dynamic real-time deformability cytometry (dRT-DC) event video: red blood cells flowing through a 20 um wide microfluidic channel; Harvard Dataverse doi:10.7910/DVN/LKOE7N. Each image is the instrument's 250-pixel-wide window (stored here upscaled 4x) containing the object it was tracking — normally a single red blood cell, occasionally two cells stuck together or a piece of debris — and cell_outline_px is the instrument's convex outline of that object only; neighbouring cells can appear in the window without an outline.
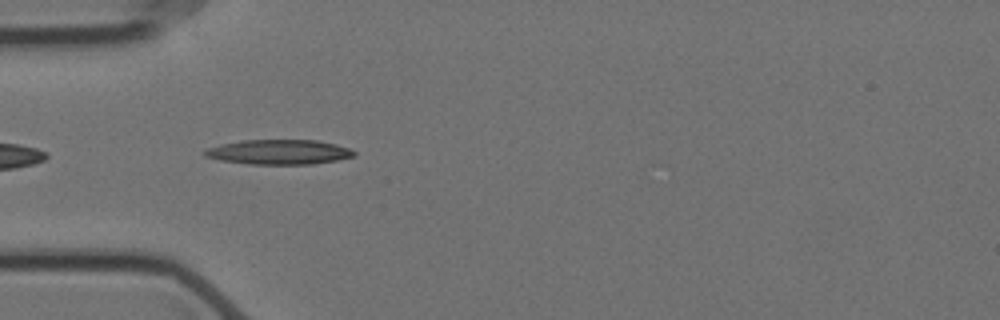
{"species": "Egyptian fruit bat (a non-hibernating species)", "species_latin": "Rousettus aegyptiacus", "temperature_condition": "cold", "stored_images_in_passage": 4, "camera_frame_rate_fps": 3000, "um_per_image_px": 0.085, "animal": {"sex": "female"}, "frame": {"image": 1, "passage_image": 2, "time_ms": 0.333, "image_size_px": [1000, 320], "cell_outline_px": [[356, 156], [336, 160], [312, 164], [248, 164], [220, 160], [204, 156], [204, 152], [208, 148], [220, 144], [240, 140], [316, 140], [336, 144], [348, 148], [356, 152]], "centroid_in_image_um": [23.71, 12.92], "position_along_channel_um": 61.3, "area_um2": 21.56}}